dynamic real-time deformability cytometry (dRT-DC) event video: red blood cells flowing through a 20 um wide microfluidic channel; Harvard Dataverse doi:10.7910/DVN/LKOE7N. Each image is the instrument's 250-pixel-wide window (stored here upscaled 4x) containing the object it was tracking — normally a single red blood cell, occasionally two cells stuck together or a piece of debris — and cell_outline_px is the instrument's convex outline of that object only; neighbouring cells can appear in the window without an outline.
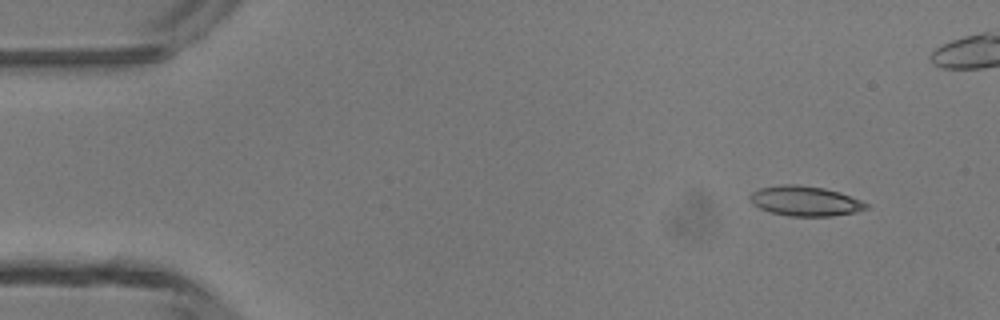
{"species": "common noctule bat (a hibernating species)", "species_latin": "Nyctalus noctula", "temperature_condition": "room temperature", "stored_images_in_passage": 5, "camera_frame_rate_fps": 3000, "um_per_image_px": 0.085, "animal": {"sex": "male", "body_mass_g": 13.3}, "frame": {"image": 1, "passage_image": 1, "time_ms": 0.0, "image_size_px": [1000, 320], "cell_outline_px": [[868, 208], [856, 212], [832, 216], [788, 216], [768, 212], [752, 204], [748, 196], [752, 192], [760, 188], [780, 184], [792, 184], [824, 188], [840, 192], [860, 200], [868, 204]], "centroid_in_image_um": [68.4, 17.09], "position_along_channel_um": 16.6, "area_um2": 20.35}}
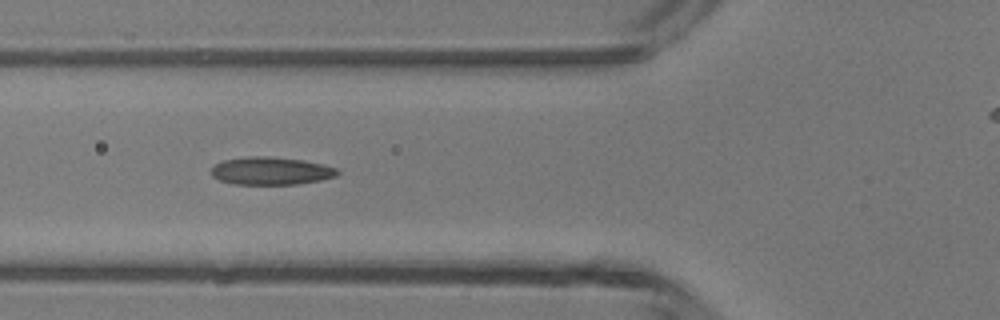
{"frame": {"image": 2, "passage_image": 5, "time_ms": 4.333, "image_size_px": [1000, 320], "cell_outline_px": [[340, 172], [336, 176], [320, 180], [296, 184], [236, 184], [220, 180], [212, 176], [212, 168], [216, 164], [224, 160], [248, 156], [268, 156], [304, 160], [324, 164], [336, 168]], "centroid_in_image_um": [23.06, 14.52], "position_along_channel_um": 102.7, "area_um2": 20.35}}